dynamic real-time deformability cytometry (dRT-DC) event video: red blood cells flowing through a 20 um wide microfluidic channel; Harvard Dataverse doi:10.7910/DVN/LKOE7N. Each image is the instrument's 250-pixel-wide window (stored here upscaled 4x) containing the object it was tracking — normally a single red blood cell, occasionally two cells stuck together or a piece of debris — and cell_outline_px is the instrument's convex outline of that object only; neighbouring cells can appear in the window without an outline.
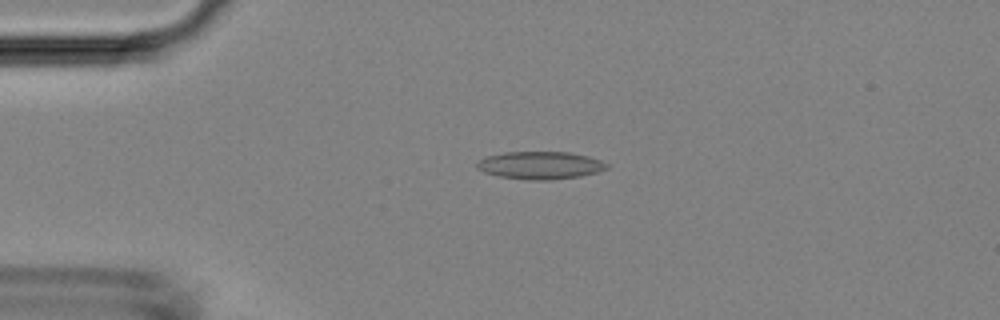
{"species": "Egyptian fruit bat (a non-hibernating species)", "species_latin": "Rousettus aegyptiacus", "temperature_condition": "room temperature", "stored_images_in_passage": 2, "camera_frame_rate_fps": 3000, "um_per_image_px": 0.085, "animal": {"sex": "female"}, "frame": {"image": 1, "passage_image": 2, "time_ms": 1.0, "image_size_px": [1000, 320], "cell_outline_px": [[608, 168], [596, 172], [580, 176], [552, 180], [528, 180], [500, 176], [484, 172], [476, 168], [476, 160], [484, 156], [504, 152], [568, 152], [588, 156], [600, 160], [608, 164]], "centroid_in_image_um": [45.87, 14.04], "position_along_channel_um": 39.1, "area_um2": 21.04}}